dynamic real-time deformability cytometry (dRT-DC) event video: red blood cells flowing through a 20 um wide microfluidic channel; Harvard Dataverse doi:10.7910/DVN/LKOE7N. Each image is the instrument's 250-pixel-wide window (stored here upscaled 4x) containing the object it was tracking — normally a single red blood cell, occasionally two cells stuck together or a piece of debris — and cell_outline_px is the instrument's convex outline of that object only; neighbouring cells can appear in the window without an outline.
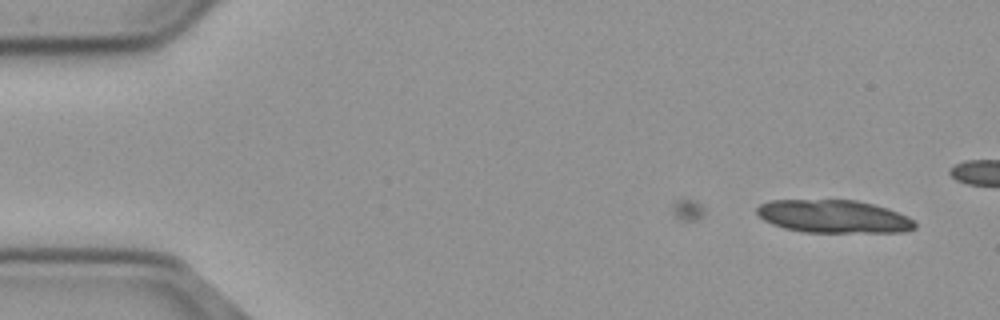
{"species": "common noctule bat (a hibernating species)", "species_latin": "Nyctalus noctula", "temperature_condition": "cold", "stored_images_in_passage": 11, "camera_frame_rate_fps": 3000, "um_per_image_px": 0.085, "animal": {"sex": "male", "body_mass_g": 23.1, "forearm_length_mm": 52.7}, "frame": {"image": 1, "passage_image": 11, "time_ms": 3.333, "image_size_px": [1000, 320], "cell_outline_px": [[916, 228], [904, 232], [804, 232], [784, 228], [772, 224], [764, 220], [756, 212], [756, 208], [760, 204], [772, 200], [856, 200], [888, 208], [908, 216], [916, 224]], "centroid_in_image_um": [70.87, 18.4], "position_along_channel_um": 14.1, "area_um2": 30.35}}